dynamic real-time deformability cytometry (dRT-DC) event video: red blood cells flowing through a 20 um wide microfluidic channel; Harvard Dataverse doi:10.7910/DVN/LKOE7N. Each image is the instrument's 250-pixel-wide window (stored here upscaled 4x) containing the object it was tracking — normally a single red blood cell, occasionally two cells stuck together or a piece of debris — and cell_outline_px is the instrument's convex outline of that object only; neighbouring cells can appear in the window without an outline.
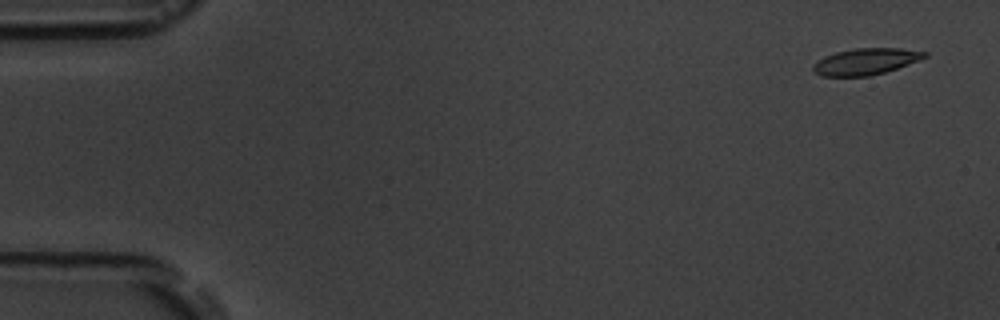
{"species": "common noctule bat (a hibernating species)", "species_latin": "Nyctalus noctula", "temperature_condition": "room temperature", "stored_images_in_passage": 5, "camera_frame_rate_fps": 3000, "um_per_image_px": 0.085, "animal": {"sex": "male", "body_mass_g": 19.5, "forearm_length_mm": 54.6}, "frame": {"image": 1, "passage_image": 1, "time_ms": 0.0, "image_size_px": [1000, 320], "cell_outline_px": [[928, 56], [920, 60], [872, 76], [820, 76], [812, 68], [812, 64], [816, 60], [824, 56], [836, 52], [856, 48], [900, 48], [928, 52]], "centroid_in_image_um": [73.57, 5.22], "position_along_channel_um": 11.4, "area_um2": 17.22}}